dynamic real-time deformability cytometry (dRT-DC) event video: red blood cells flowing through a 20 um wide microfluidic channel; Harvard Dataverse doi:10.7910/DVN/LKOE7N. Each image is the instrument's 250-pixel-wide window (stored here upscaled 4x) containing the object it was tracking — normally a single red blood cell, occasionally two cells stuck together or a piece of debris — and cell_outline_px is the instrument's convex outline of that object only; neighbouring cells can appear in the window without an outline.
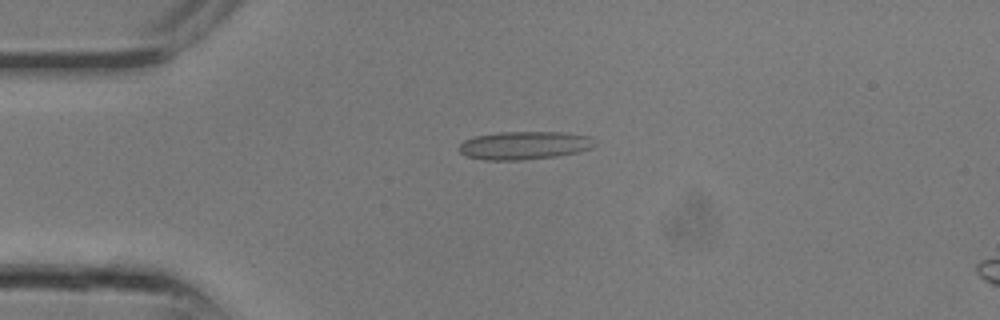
{"species": "common noctule bat (a hibernating species)", "species_latin": "Nyctalus noctula", "temperature_condition": "room temperature", "stored_images_in_passage": 14, "camera_frame_rate_fps": 3000, "um_per_image_px": 0.085, "animal": {"sex": "male", "body_mass_g": 13.3}, "frame": {"image": 1, "passage_image": 6, "time_ms": 1.667, "image_size_px": [1000, 320], "cell_outline_px": [[596, 144], [592, 148], [576, 152], [556, 156], [520, 160], [484, 160], [468, 156], [460, 152], [460, 144], [464, 140], [476, 136], [500, 132], [564, 132], [588, 136]], "centroid_in_image_um": [44.56, 12.35], "position_along_channel_um": 40.4, "area_um2": 22.02}}
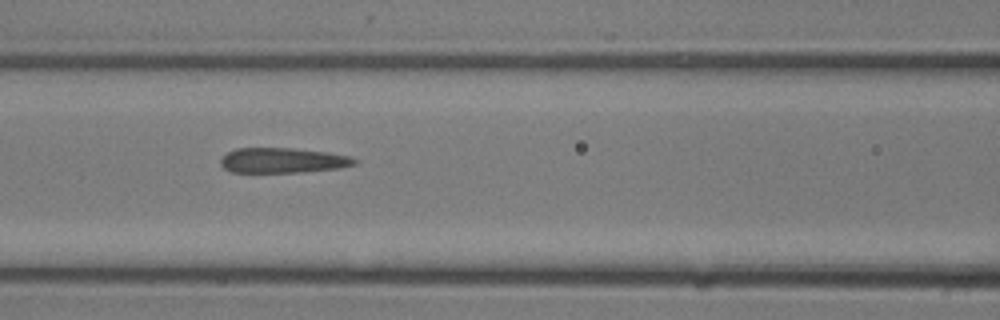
{"frame": {"image": 2, "passage_image": 11, "time_ms": 3.333, "image_size_px": [1000, 320], "cell_outline_px": [[360, 160], [356, 164], [340, 168], [300, 172], [232, 172], [224, 168], [220, 164], [220, 160], [228, 152], [236, 148], [292, 148], [328, 152], [352, 156]], "centroid_in_image_um": [24.09, 13.63], "position_along_channel_um": 142.5, "area_um2": 19.71}}
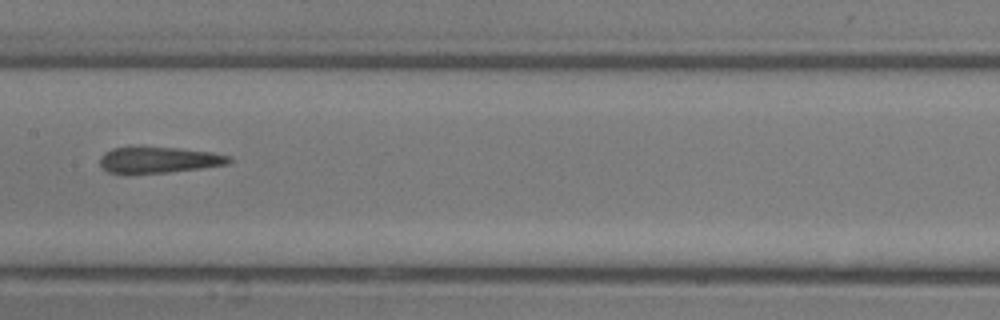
{"frame": {"image": 3, "passage_image": 13, "time_ms": 4.0, "image_size_px": [1000, 320], "cell_outline_px": [[232, 160], [228, 164], [200, 168], [168, 172], [108, 172], [100, 164], [100, 156], [104, 152], [112, 148], [140, 144], [212, 152], [232, 156]], "centroid_in_image_um": [13.49, 13.53], "position_along_channel_um": 193.9, "area_um2": 19.94}}